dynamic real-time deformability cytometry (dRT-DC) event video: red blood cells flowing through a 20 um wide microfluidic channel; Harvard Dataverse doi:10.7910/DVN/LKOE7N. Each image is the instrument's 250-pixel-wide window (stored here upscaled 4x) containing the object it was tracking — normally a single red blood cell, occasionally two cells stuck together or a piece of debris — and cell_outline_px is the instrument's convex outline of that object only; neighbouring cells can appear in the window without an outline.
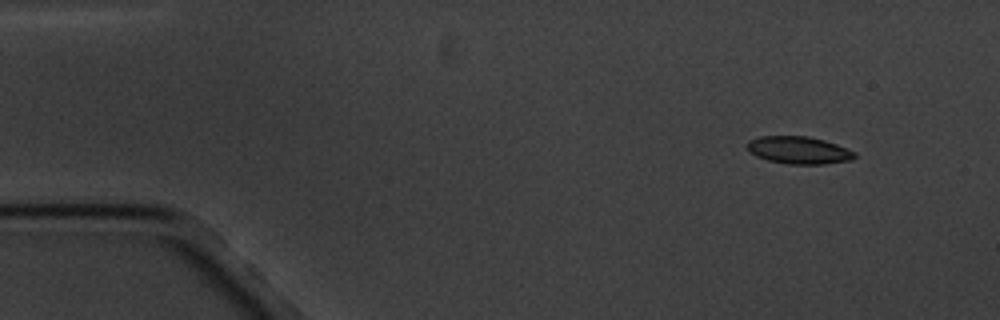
{"species": "common noctule bat (a hibernating species)", "species_latin": "Nyctalus noctula", "temperature_condition": "cold", "stored_images_in_passage": 6, "camera_frame_rate_fps": 3000, "um_per_image_px": 0.085, "animal": {"sex": "male", "body_mass_g": 20.1, "forearm_length_mm": 53.5}, "frame": {"image": 1, "passage_image": 1, "time_ms": 0.0, "image_size_px": [1000, 320], "cell_outline_px": [[856, 156], [852, 160], [824, 164], [788, 164], [768, 160], [756, 156], [748, 152], [744, 144], [748, 140], [760, 136], [808, 136], [824, 140], [836, 144], [856, 152]], "centroid_in_image_um": [67.85, 12.76], "position_along_channel_um": 17.1, "area_um2": 17.4}}
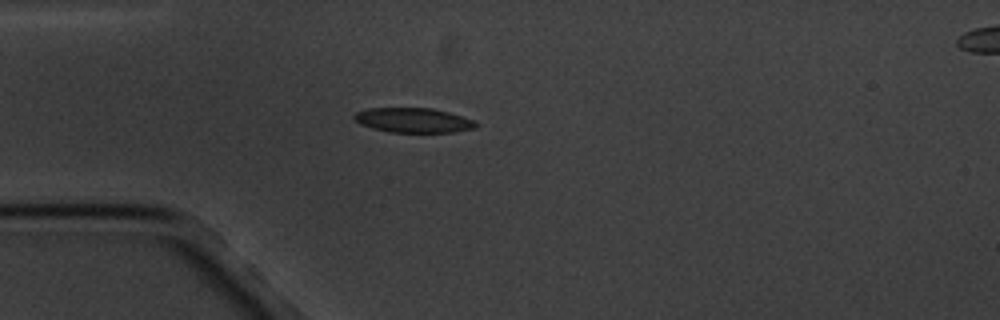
{"frame": {"image": 2, "passage_image": 4, "time_ms": 3.333, "image_size_px": [1000, 320], "cell_outline_px": [[476, 128], [452, 132], [388, 132], [372, 128], [360, 124], [352, 116], [356, 112], [368, 108], [432, 108], [448, 112], [472, 120], [476, 124]], "centroid_in_image_um": [35.08, 10.22], "position_along_channel_um": 49.9, "area_um2": 17.34}}
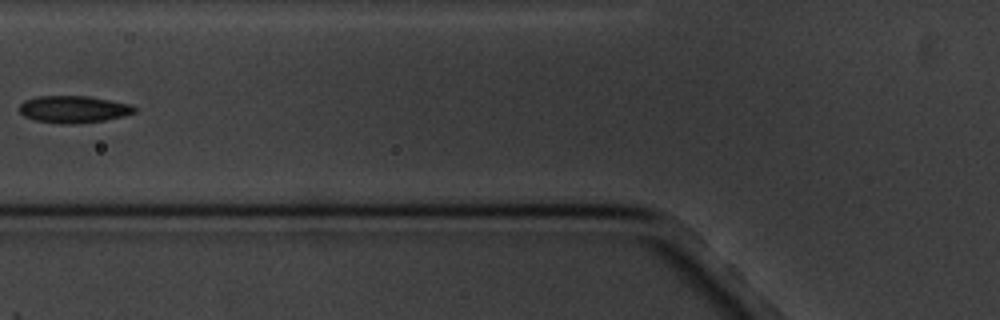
{"frame": {"image": 3, "passage_image": 6, "time_ms": 5.667, "image_size_px": [1000, 320], "cell_outline_px": [[136, 112], [124, 116], [104, 120], [76, 124], [64, 124], [36, 120], [24, 116], [20, 112], [20, 104], [24, 100], [40, 96], [88, 96], [132, 104], [136, 108]], "centroid_in_image_um": [6.28, 9.29], "position_along_channel_um": 119.5, "area_um2": 18.15}}